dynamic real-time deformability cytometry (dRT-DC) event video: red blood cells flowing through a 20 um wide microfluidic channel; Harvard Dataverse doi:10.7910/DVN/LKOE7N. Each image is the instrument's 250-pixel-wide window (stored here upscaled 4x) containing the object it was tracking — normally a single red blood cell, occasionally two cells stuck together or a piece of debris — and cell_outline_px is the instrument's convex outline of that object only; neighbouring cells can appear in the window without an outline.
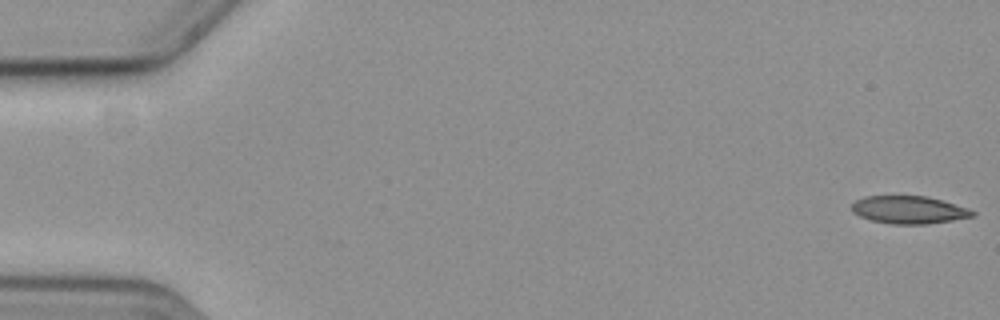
{"species": "common noctule bat (a hibernating species)", "species_latin": "Nyctalus noctula", "temperature_condition": "cold", "stored_images_in_passage": 58, "camera_frame_rate_fps": 3000, "um_per_image_px": 0.085, "animal": {"sex": "female", "body_mass_g": 19.3, "forearm_length_mm": 54.1}, "frame": {"image": 1, "passage_image": 1, "time_ms": 0.0, "image_size_px": [1000, 320], "cell_outline_px": [[976, 216], [952, 220], [924, 224], [892, 224], [872, 220], [860, 216], [852, 212], [852, 204], [856, 200], [864, 196], [924, 196], [940, 200], [976, 212]], "centroid_in_image_um": [77.21, 17.84], "position_along_channel_um": 7.8, "area_um2": 19.13}}
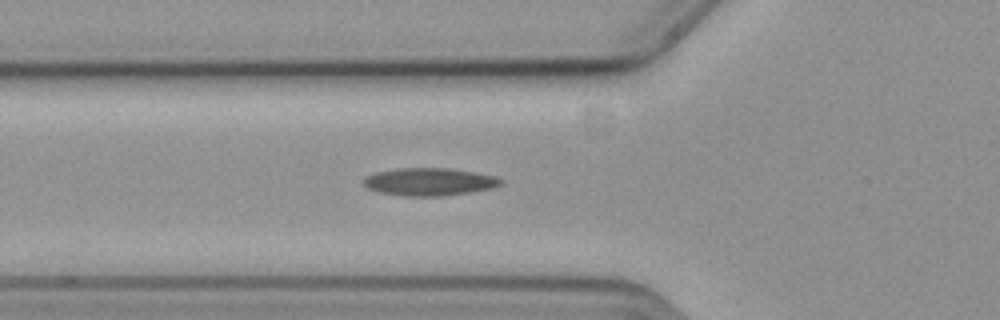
{"frame": {"image": 2, "passage_image": 21, "time_ms": 6.667, "image_size_px": [1000, 320], "cell_outline_px": [[504, 184], [492, 188], [468, 192], [440, 196], [404, 196], [380, 192], [368, 188], [364, 184], [364, 180], [368, 176], [376, 172], [400, 168], [448, 168], [472, 172], [492, 176], [504, 180]], "centroid_in_image_um": [36.51, 15.45], "position_along_channel_um": 89.3, "area_um2": 21.79}}
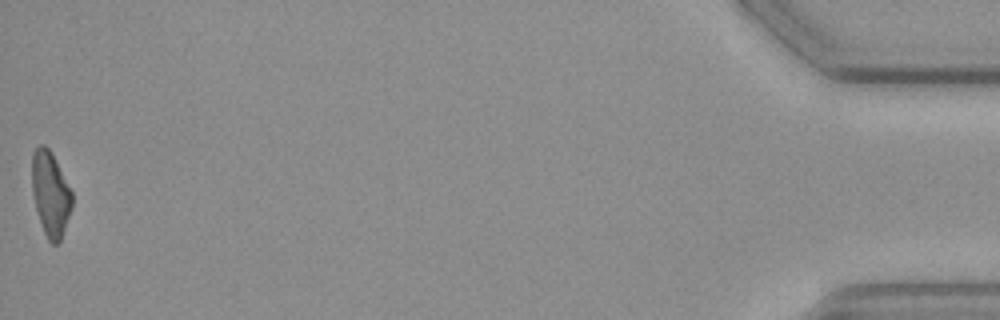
{"frame": {"image": 3, "passage_image": 58, "time_ms": 19.0, "image_size_px": [1000, 320], "cell_outline_px": [[72, 208], [60, 244], [52, 244], [48, 240], [44, 232], [36, 208], [32, 192], [32, 152], [40, 144], [44, 144], [52, 152], [72, 192]], "centroid_in_image_um": [4.3, 16.48], "position_along_channel_um": 430.9, "area_um2": 19.88}}